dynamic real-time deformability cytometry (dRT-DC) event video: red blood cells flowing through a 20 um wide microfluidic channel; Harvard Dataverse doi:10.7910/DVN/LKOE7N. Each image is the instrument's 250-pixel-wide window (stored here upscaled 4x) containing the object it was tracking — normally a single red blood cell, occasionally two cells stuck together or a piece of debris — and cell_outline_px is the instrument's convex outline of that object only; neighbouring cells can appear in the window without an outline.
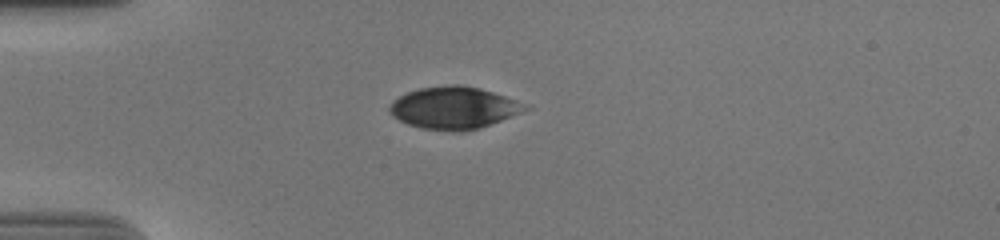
{"species": "human", "species_latin": "Homo sapiens", "temperature_condition": "cold", "stored_images_in_passage": 41, "camera_frame_rate_fps": 3000, "um_per_image_px": 0.085, "donor": {"sex": "male"}, "frame": {"image": 1, "passage_image": 1, "time_ms": 0.0, "image_size_px": [1000, 240], "cell_outline_px": [[532, 108], [480, 128], [460, 132], [456, 132], [424, 128], [408, 124], [392, 116], [388, 112], [388, 108], [392, 100], [408, 92], [420, 88], [448, 84], [460, 84], [480, 88], [528, 104]], "centroid_in_image_um": [38.57, 9.16], "position_along_channel_um": 46.4, "area_um2": 33.35}}
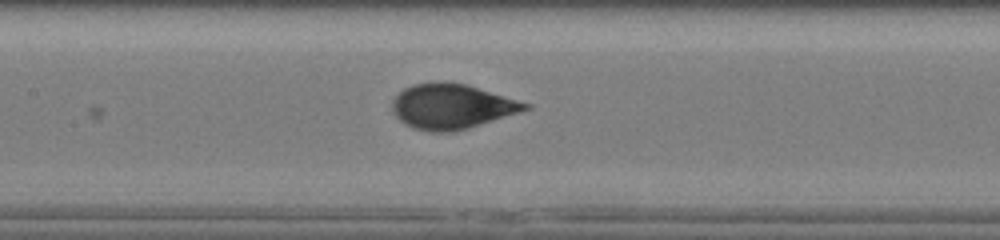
{"frame": {"image": 2, "passage_image": 13, "time_ms": 4.0, "image_size_px": [1000, 240], "cell_outline_px": [[532, 108], [520, 112], [468, 128], [452, 132], [428, 132], [412, 128], [404, 124], [392, 112], [392, 100], [404, 88], [412, 84], [468, 84], [532, 104]], "centroid_in_image_um": [38.42, 9.08], "position_along_channel_um": 169.0, "area_um2": 34.51}}
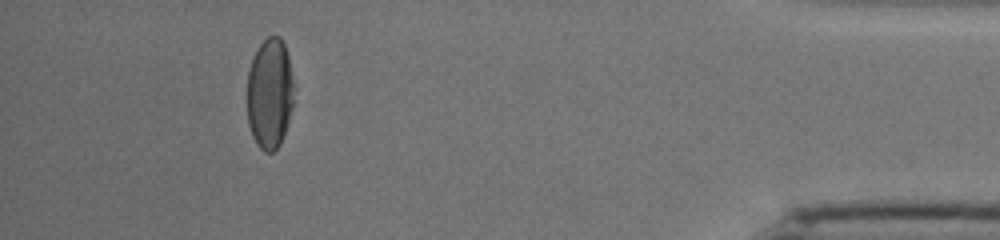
{"frame": {"image": 3, "passage_image": 37, "time_ms": 12.0, "image_size_px": [1000, 240], "cell_outline_px": [[292, 108], [288, 124], [280, 144], [272, 152], [264, 152], [256, 144], [252, 136], [248, 124], [248, 72], [252, 60], [260, 44], [268, 36], [280, 36], [284, 44], [288, 56], [292, 80]], "centroid_in_image_um": [22.92, 7.98], "position_along_channel_um": 412.3, "area_um2": 29.88}, "authors_computed_cell_mechanics": {"area_um2": 34.7378, "velocity_mm_per_s": 3.6911, "shape_relaxation_time_tau1_ms": 3.9911, "shape_relaxation_time_tau2_ms": null, "deformation_change_tau1": 0.1684, "deformation_change_tau2": null}}